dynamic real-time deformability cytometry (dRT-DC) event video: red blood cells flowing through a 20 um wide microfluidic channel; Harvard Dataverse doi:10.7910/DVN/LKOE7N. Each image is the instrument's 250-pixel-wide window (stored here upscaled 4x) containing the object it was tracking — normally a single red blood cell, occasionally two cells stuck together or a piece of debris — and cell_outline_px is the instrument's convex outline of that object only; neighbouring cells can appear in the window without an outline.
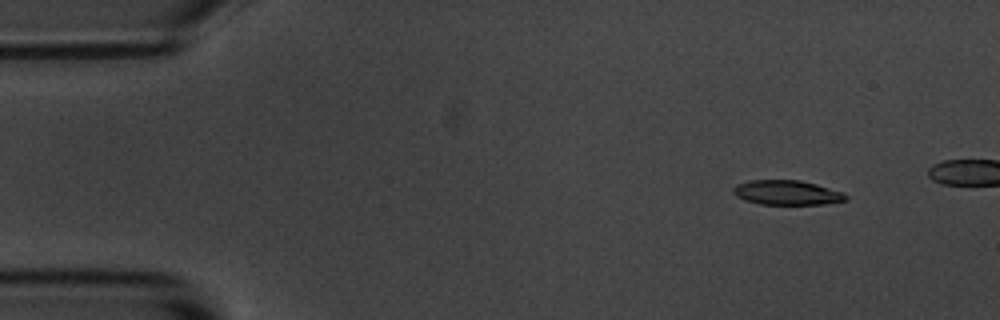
{"species": "common noctule bat (a hibernating species)", "species_latin": "Nyctalus noctula", "temperature_condition": "room temperature", "stored_images_in_passage": 6, "camera_frame_rate_fps": 3000, "um_per_image_px": 0.085, "animal": {"sex": "male", "body_mass_g": 20.1, "forearm_length_mm": 53.5}, "frame": {"image": 1, "passage_image": 2, "time_ms": 1.333, "image_size_px": [1000, 320], "cell_outline_px": [[848, 200], [824, 204], [760, 204], [744, 200], [736, 196], [732, 192], [732, 188], [736, 184], [748, 180], [800, 180], [816, 184], [844, 192], [848, 196]], "centroid_in_image_um": [66.88, 16.37], "position_along_channel_um": 18.1, "area_um2": 16.3}}